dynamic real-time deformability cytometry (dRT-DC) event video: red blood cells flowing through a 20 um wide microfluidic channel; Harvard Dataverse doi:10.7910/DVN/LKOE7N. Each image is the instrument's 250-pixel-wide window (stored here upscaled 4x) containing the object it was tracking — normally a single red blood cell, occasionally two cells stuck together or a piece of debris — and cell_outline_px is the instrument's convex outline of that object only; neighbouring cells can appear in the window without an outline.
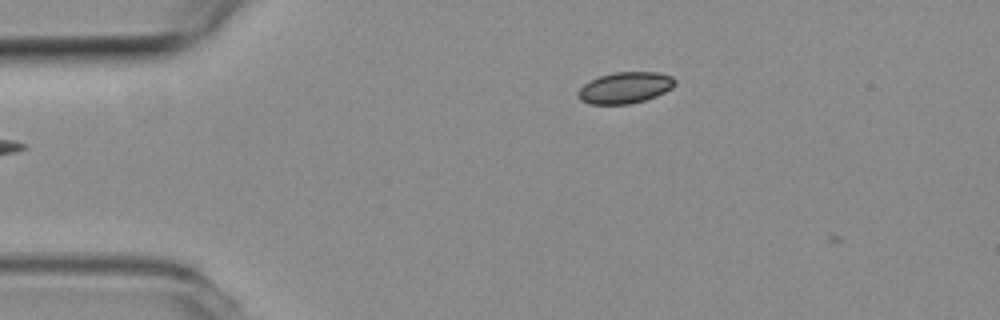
{"species": "common noctule bat (a hibernating species)", "species_latin": "Nyctalus noctula", "temperature_condition": "room temperature", "stored_images_in_passage": 2, "camera_frame_rate_fps": 3000, "um_per_image_px": 0.085, "animal": {"sex": "female", "body_mass_g": 19.3, "forearm_length_mm": 54.1}, "frame": {"image": 1, "passage_image": 1, "time_ms": 0.0, "image_size_px": [1000, 320], "cell_outline_px": [[676, 84], [672, 88], [656, 96], [644, 100], [628, 104], [588, 104], [580, 100], [576, 96], [576, 92], [584, 84], [600, 76], [616, 72], [656, 72], [672, 76], [676, 80]], "centroid_in_image_um": [53.12, 7.46], "position_along_channel_um": 31.9, "area_um2": 17.69}}